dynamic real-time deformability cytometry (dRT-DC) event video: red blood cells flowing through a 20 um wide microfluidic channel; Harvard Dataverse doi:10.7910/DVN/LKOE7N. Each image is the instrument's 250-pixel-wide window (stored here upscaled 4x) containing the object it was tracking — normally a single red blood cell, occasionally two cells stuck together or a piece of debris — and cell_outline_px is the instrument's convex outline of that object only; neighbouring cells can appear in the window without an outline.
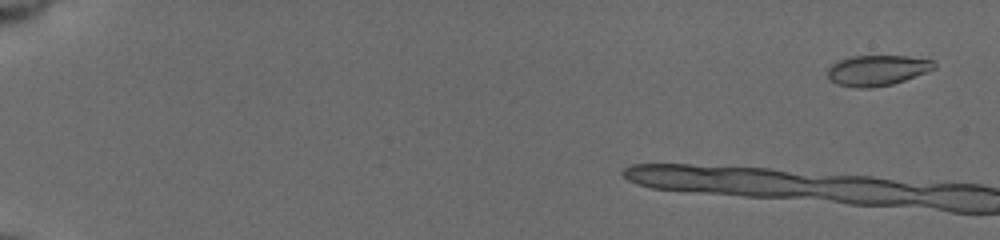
{"species": "common noctule bat (a hibernating species)", "species_latin": "Nyctalus noctula", "temperature_condition": "cold", "stored_images_in_passage": 12, "camera_frame_rate_fps": 3000, "um_per_image_px": 0.085, "animal": {"sex": "female", "body_mass_g": 19.5, "forearm_length_mm": 54.1}, "frame": {"image": 1, "passage_image": 3, "time_ms": 0.667, "image_size_px": [1000, 240], "cell_outline_px": [[936, 68], [904, 80], [892, 84], [868, 88], [860, 88], [836, 84], [828, 80], [828, 68], [832, 64], [840, 60], [852, 56], [908, 56], [932, 60], [936, 64]], "centroid_in_image_um": [74.54, 5.98], "position_along_channel_um": 10.5, "area_um2": 18.84}}